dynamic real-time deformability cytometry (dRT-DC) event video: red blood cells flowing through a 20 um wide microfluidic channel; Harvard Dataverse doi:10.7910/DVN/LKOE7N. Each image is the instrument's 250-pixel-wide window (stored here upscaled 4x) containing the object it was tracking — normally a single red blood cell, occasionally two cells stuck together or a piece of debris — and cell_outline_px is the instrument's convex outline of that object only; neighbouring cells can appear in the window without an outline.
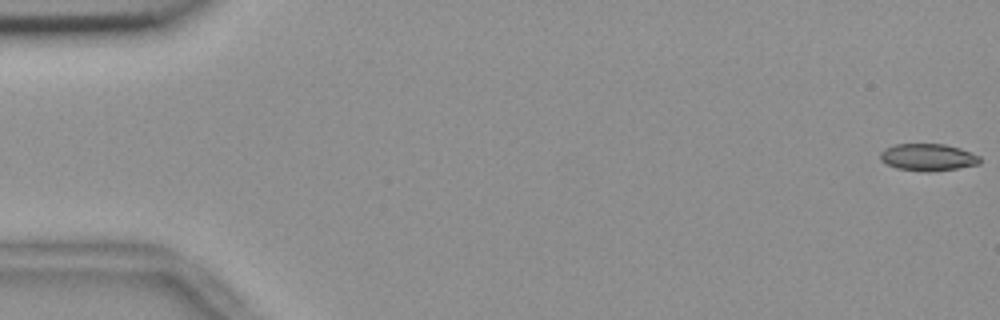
{"species": "common noctule bat (a hibernating species)", "species_latin": "Nyctalus noctula", "temperature_condition": "room temperature", "stored_images_in_passage": 53, "camera_frame_rate_fps": 3000, "um_per_image_px": 0.085, "animal": {"sex": "female", "body_mass_g": 18.4}, "frame": {"image": 1, "passage_image": 1, "time_ms": 0.0, "image_size_px": [1000, 320], "cell_outline_px": [[980, 164], [956, 168], [924, 172], [896, 168], [880, 160], [880, 152], [884, 148], [896, 144], [944, 144], [960, 148], [980, 156]], "centroid_in_image_um": [78.85, 13.36], "position_along_channel_um": 6.1, "area_um2": 15.66}}
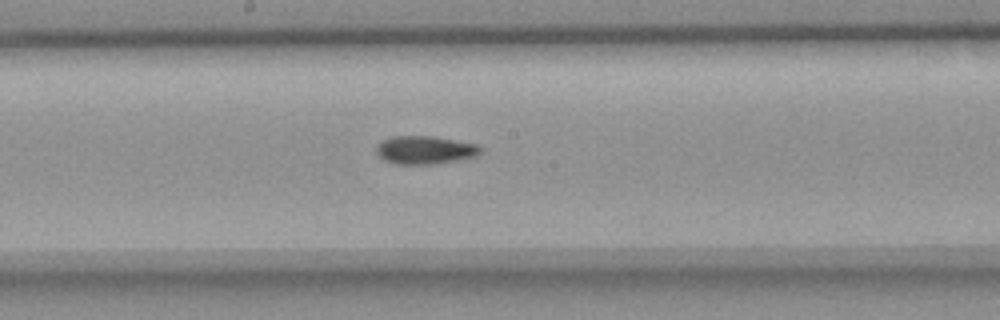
{"frame": {"image": 2, "passage_image": 30, "time_ms": 9.667, "image_size_px": [1000, 320], "cell_outline_px": [[480, 152], [476, 156], [436, 164], [396, 164], [384, 160], [376, 152], [376, 148], [384, 140], [392, 136], [432, 136], [476, 144], [480, 148]], "centroid_in_image_um": [36.1, 12.75], "position_along_channel_um": 212.1, "area_um2": 16.82}}
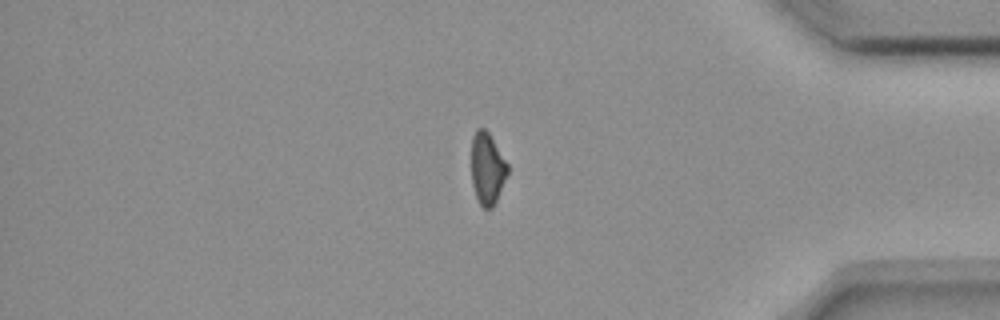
{"frame": {"image": 3, "passage_image": 47, "time_ms": 15.333, "image_size_px": [1000, 320], "cell_outline_px": [[508, 172], [496, 200], [492, 208], [484, 208], [480, 204], [476, 196], [472, 184], [472, 136], [476, 128], [484, 128], [488, 132], [508, 164]], "centroid_in_image_um": [41.41, 14.3], "position_along_channel_um": 393.8, "area_um2": 14.91}, "authors_computed_cell_mechanics": {"area_um2": 16.473, "velocity_mm_per_s": 3.6869, "shape_relaxation_time_tau1_ms": 9.3874, "shape_relaxation_time_tau2_ms": null, "deformation_change_tau1": 0.1662, "deformation_change_tau2": null}}